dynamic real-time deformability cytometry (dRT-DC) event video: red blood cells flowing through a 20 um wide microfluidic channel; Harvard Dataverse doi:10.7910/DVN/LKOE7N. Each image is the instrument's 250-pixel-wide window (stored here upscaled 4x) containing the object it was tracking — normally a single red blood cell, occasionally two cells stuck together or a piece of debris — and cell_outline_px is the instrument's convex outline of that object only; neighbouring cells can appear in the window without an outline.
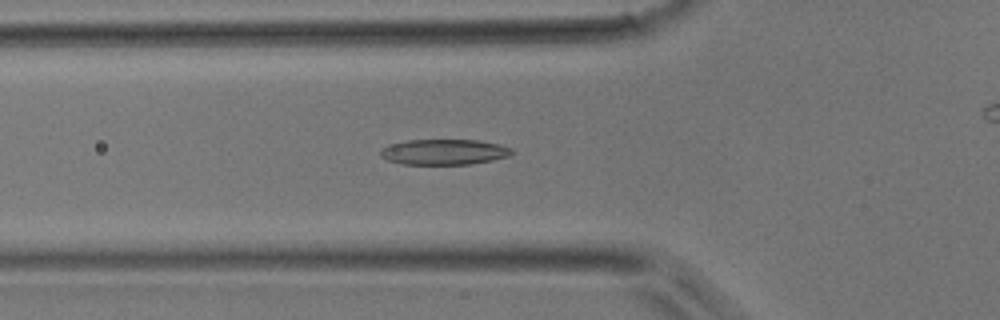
{"species": "common noctule bat (a hibernating species)", "species_latin": "Nyctalus noctula", "temperature_condition": "room temperature", "stored_images_in_passage": 45, "camera_frame_rate_fps": 3000, "um_per_image_px": 0.085, "animal": {"sex": "male", "body_mass_g": 17.9}, "frame": {"image": 1, "passage_image": 15, "time_ms": 4.667, "image_size_px": [1000, 320], "cell_outline_px": [[512, 152], [508, 156], [492, 160], [468, 164], [404, 164], [388, 160], [380, 156], [380, 148], [388, 144], [408, 140], [476, 140], [500, 144], [512, 148]], "centroid_in_image_um": [37.71, 12.91], "position_along_channel_um": 88.1, "area_um2": 19.48}}
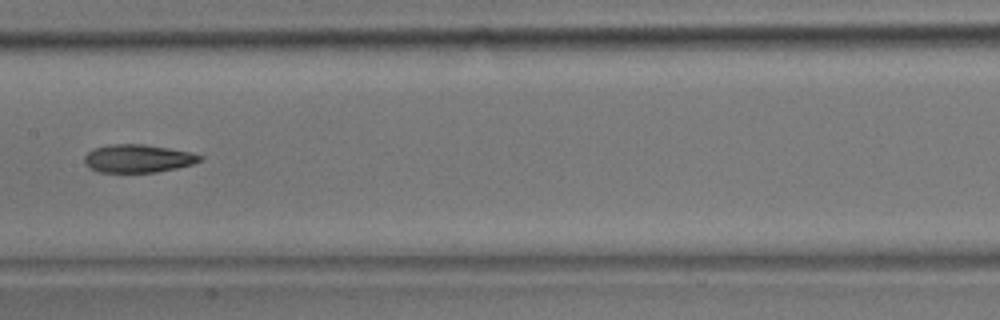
{"frame": {"image": 2, "passage_image": 22, "time_ms": 7.0, "image_size_px": [1000, 320], "cell_outline_px": [[204, 156], [200, 160], [192, 164], [176, 168], [156, 172], [100, 172], [88, 168], [84, 164], [84, 156], [92, 148], [108, 144], [144, 144], [192, 152]], "centroid_in_image_um": [11.68, 13.46], "position_along_channel_um": 195.7, "area_um2": 19.02}}
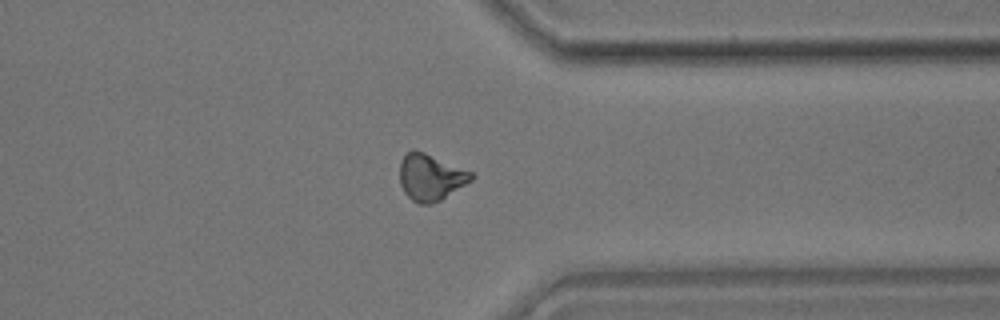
{"frame": {"image": 3, "passage_image": 34, "time_ms": 11.0, "image_size_px": [1000, 320], "cell_outline_px": [[472, 180], [440, 200], [432, 204], [420, 204], [412, 200], [404, 192], [400, 184], [400, 160], [412, 148], [424, 152], [472, 172]], "centroid_in_image_um": [36.56, 15.06], "position_along_channel_um": 374.8, "area_um2": 19.19}}